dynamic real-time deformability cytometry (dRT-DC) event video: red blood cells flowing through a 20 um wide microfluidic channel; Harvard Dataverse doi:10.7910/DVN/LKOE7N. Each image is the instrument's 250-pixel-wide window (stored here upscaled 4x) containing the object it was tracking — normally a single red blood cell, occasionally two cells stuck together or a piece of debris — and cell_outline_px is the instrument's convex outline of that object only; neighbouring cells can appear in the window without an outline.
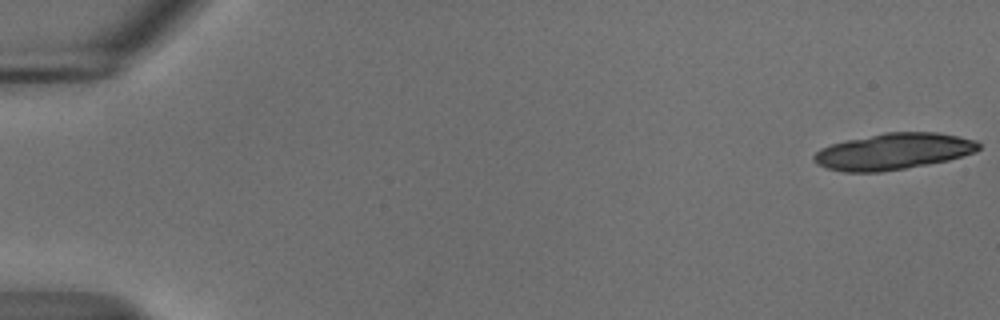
{"species": "common noctule bat (a hibernating species)", "species_latin": "Nyctalus noctula", "temperature_condition": "cold", "stored_images_in_passage": 20, "camera_frame_rate_fps": 3000, "um_per_image_px": 0.085, "animal": {"sex": "male", "body_mass_g": 18.8}, "frame": {"image": 1, "passage_image": 1, "time_ms": 0.0, "image_size_px": [1000, 320], "cell_outline_px": [[980, 148], [976, 152], [964, 156], [948, 160], [928, 164], [880, 172], [840, 172], [816, 164], [812, 160], [812, 156], [820, 148], [832, 144], [848, 140], [884, 132], [936, 132], [976, 140], [980, 144]], "centroid_in_image_um": [75.93, 12.87], "position_along_channel_um": 9.1, "area_um2": 34.91}}